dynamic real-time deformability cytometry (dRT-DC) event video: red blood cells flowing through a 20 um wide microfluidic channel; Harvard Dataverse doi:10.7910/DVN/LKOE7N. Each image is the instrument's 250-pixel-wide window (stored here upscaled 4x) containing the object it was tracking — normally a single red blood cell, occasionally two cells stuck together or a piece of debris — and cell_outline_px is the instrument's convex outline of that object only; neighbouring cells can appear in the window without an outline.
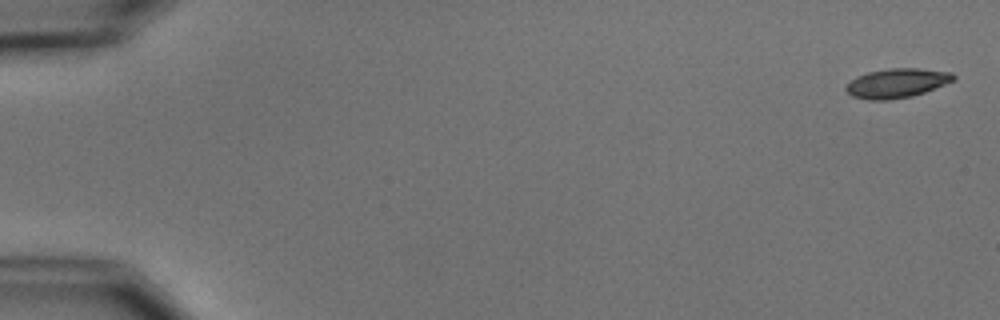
{"species": "common noctule bat (a hibernating species)", "species_latin": "Nyctalus noctula", "temperature_condition": "cold", "stored_images_in_passage": 9, "camera_frame_rate_fps": 3000, "um_per_image_px": 0.085, "animal": {"sex": "male", "body_mass_g": 15.6}, "frame": {"image": 1, "passage_image": 1, "time_ms": 0.0, "image_size_px": [1000, 320], "cell_outline_px": [[956, 76], [952, 80], [944, 84], [924, 92], [912, 96], [888, 100], [868, 100], [852, 96], [844, 88], [856, 76], [868, 72], [888, 68], [916, 68], [952, 72]], "centroid_in_image_um": [76.2, 7.06], "position_along_channel_um": 8.8, "area_um2": 18.21}}
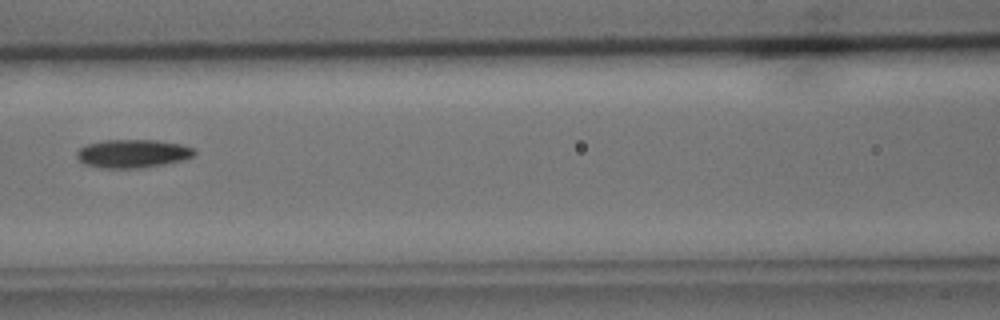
{"frame": {"image": 2, "passage_image": 7, "time_ms": 8.0, "image_size_px": [1000, 320], "cell_outline_px": [[196, 152], [192, 156], [184, 160], [164, 164], [140, 168], [104, 168], [84, 164], [76, 156], [76, 152], [80, 148], [88, 144], [104, 140], [156, 140], [180, 144], [192, 148]], "centroid_in_image_um": [11.27, 13.05], "position_along_channel_um": 155.3, "area_um2": 19.31}}
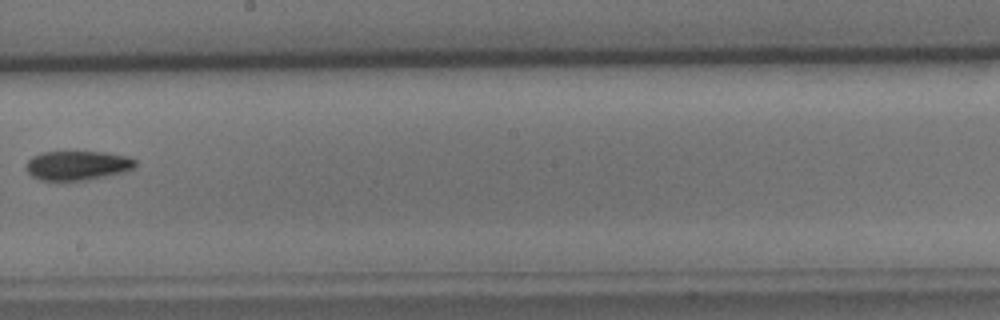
{"frame": {"image": 3, "passage_image": 9, "time_ms": 10.333, "image_size_px": [1000, 320], "cell_outline_px": [[136, 164], [132, 168], [124, 172], [88, 180], [64, 184], [40, 180], [32, 176], [24, 168], [28, 160], [32, 156], [40, 152], [108, 152], [128, 156], [136, 160]], "centroid_in_image_um": [6.53, 14.1], "position_along_channel_um": 241.7, "area_um2": 19.48}}